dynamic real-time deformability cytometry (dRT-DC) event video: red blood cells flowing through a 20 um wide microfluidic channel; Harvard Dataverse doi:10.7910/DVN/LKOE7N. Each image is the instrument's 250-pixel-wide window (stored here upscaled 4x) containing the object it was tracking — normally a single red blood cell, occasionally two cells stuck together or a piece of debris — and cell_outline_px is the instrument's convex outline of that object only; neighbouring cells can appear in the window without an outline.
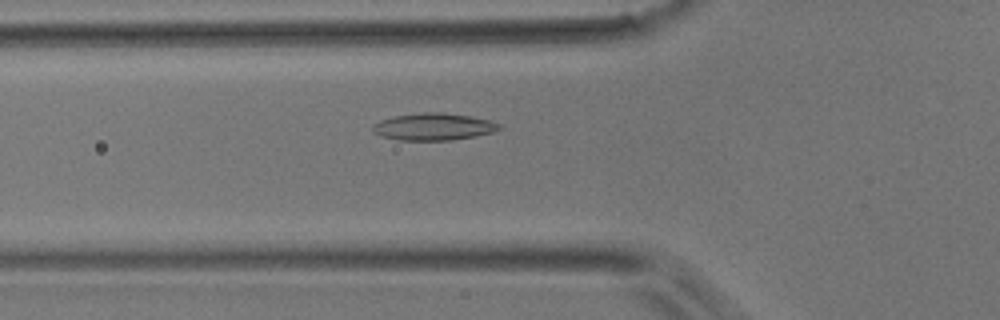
{"species": "common noctule bat (a hibernating species)", "species_latin": "Nyctalus noctula", "temperature_condition": "room temperature", "stored_images_in_passage": 49, "camera_frame_rate_fps": 3000, "um_per_image_px": 0.085, "animal": {"sex": "male", "body_mass_g": 17.9}, "frame": {"image": 1, "passage_image": 16, "time_ms": 5.0, "image_size_px": [1000, 320], "cell_outline_px": [[504, 128], [496, 132], [476, 136], [452, 140], [396, 140], [380, 136], [372, 132], [372, 124], [380, 120], [396, 116], [424, 112], [444, 112], [492, 120], [500, 124]], "centroid_in_image_um": [36.88, 10.78], "position_along_channel_um": 88.9, "area_um2": 20.29}}
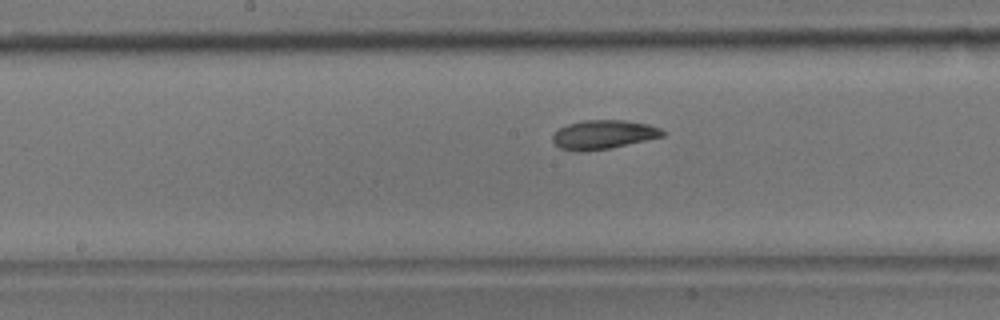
{"frame": {"image": 2, "passage_image": 24, "time_ms": 7.667, "image_size_px": [1000, 320], "cell_outline_px": [[668, 132], [664, 136], [612, 148], [584, 152], [576, 152], [560, 148], [552, 140], [552, 136], [560, 128], [568, 124], [584, 120], [624, 120], [648, 124], [660, 128]], "centroid_in_image_um": [51.31, 11.45], "position_along_channel_um": 196.9, "area_um2": 18.73}}
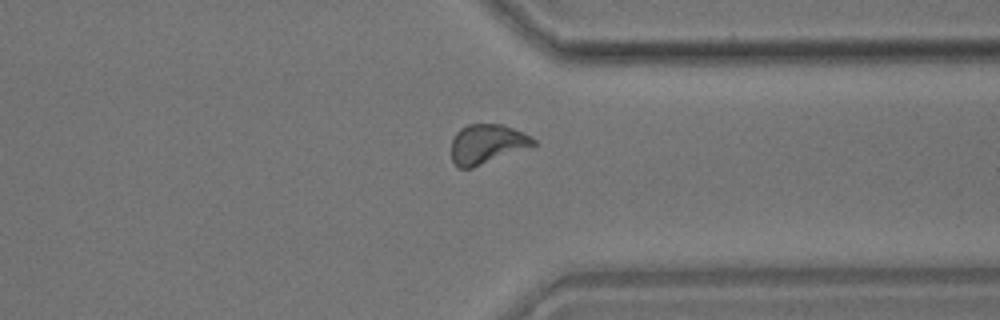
{"frame": {"image": 3, "passage_image": 37, "time_ms": 12.0, "image_size_px": [1000, 320], "cell_outline_px": [[536, 144], [472, 168], [460, 168], [452, 160], [452, 140], [456, 132], [460, 128], [468, 124], [500, 124], [524, 132], [536, 140]], "centroid_in_image_um": [41.37, 12.22], "position_along_channel_um": 370.0, "area_um2": 18.55}}